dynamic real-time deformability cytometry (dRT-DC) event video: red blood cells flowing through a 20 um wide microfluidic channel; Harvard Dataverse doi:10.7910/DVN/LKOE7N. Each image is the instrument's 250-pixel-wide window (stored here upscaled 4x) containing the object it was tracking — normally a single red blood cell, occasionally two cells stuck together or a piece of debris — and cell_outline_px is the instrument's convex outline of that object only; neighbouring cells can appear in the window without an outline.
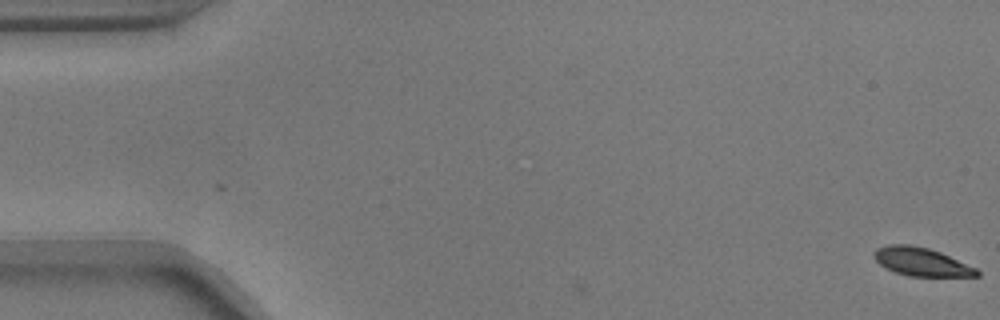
{"species": "common noctule bat (a hibernating species)", "species_latin": "Nyctalus noctula", "temperature_condition": "warm", "stored_images_in_passage": 5, "camera_frame_rate_fps": 3000, "um_per_image_px": 0.085, "animal": {"sex": "male", "body_mass_g": 17.9}, "frame": {"image": 1, "passage_image": 1, "time_ms": 0.0, "image_size_px": [1000, 320], "cell_outline_px": [[980, 276], [908, 276], [896, 272], [880, 264], [872, 256], [872, 252], [876, 248], [888, 244], [908, 244], [928, 248], [940, 252], [976, 268], [980, 272]], "centroid_in_image_um": [78.29, 22.24], "position_along_channel_um": 6.7, "area_um2": 16.88}}